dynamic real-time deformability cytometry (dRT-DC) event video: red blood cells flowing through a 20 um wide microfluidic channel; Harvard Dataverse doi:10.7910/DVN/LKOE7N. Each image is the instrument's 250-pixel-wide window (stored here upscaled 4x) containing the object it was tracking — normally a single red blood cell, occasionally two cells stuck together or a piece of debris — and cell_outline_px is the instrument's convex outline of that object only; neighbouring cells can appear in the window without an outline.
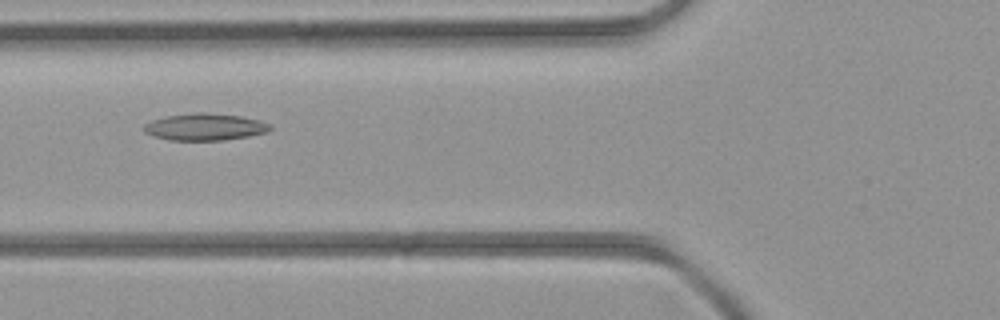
{"species": "common noctule bat (a hibernating species)", "species_latin": "Nyctalus noctula", "temperature_condition": "room temperature", "stored_images_in_passage": 7, "camera_frame_rate_fps": 3000, "um_per_image_px": 0.085, "animal": {"sex": "female", "body_mass_g": 21.9}, "frame": {"image": 1, "passage_image": 6, "time_ms": 6.0, "image_size_px": [1000, 320], "cell_outline_px": [[272, 128], [268, 132], [248, 136], [224, 140], [168, 140], [152, 136], [144, 132], [144, 124], [152, 120], [164, 116], [196, 112], [204, 112], [240, 116], [260, 120], [272, 124]], "centroid_in_image_um": [17.41, 10.78], "position_along_channel_um": 108.4, "area_um2": 20.0}}
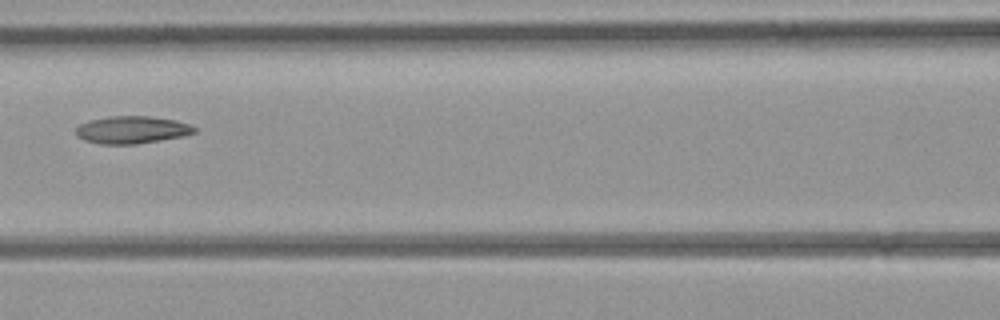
{"frame": {"image": 2, "passage_image": 7, "time_ms": 7.0, "image_size_px": [1000, 320], "cell_outline_px": [[196, 132], [180, 136], [136, 144], [100, 144], [84, 140], [76, 132], [76, 128], [80, 124], [88, 120], [112, 116], [148, 116], [176, 120], [192, 124], [196, 128]], "centroid_in_image_um": [11.22, 11.02], "position_along_channel_um": 155.4, "area_um2": 18.79}}